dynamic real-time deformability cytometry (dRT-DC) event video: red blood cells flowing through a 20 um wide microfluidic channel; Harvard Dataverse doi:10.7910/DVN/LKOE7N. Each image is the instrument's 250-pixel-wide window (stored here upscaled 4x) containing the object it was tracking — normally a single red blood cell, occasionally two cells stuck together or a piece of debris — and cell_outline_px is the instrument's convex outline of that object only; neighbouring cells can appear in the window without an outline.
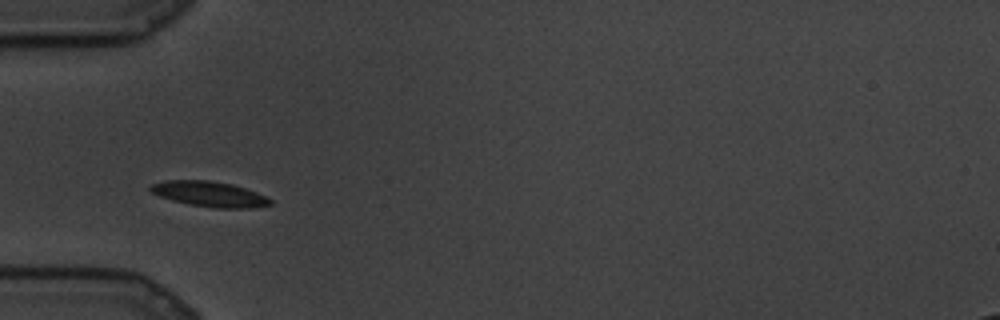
{"species": "common noctule bat (a hibernating species)", "species_latin": "Nyctalus noctula", "temperature_condition": "cold", "stored_images_in_passage": 60, "camera_frame_rate_fps": 3000, "um_per_image_px": 0.085, "animal": {"sex": "male", "body_mass_g": 19.5, "forearm_length_mm": 54.6}, "frame": {"image": 1, "passage_image": 1, "time_ms": 0.0, "image_size_px": [1000, 320], "cell_outline_px": [[272, 204], [248, 208], [216, 208], [188, 204], [172, 200], [160, 196], [152, 192], [148, 188], [152, 184], [164, 180], [208, 180], [232, 184], [256, 192], [272, 200]], "centroid_in_image_um": [17.78, 16.49], "position_along_channel_um": 67.2, "area_um2": 17.51}}
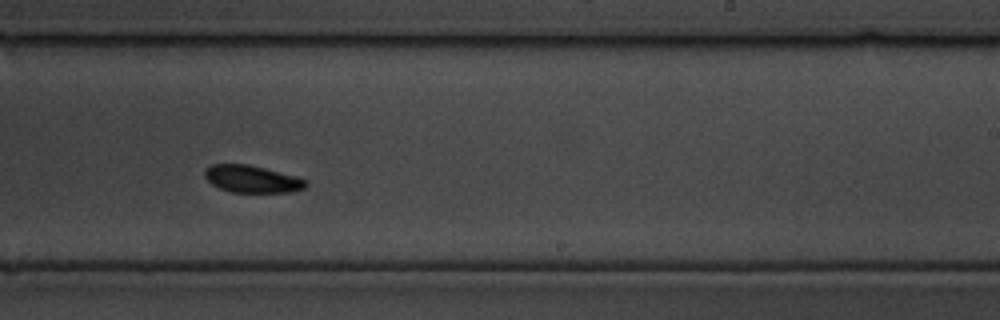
{"frame": {"image": 2, "passage_image": 27, "time_ms": 8.667, "image_size_px": [1000, 320], "cell_outline_px": [[308, 184], [304, 188], [292, 192], [232, 192], [220, 188], [212, 184], [204, 176], [204, 168], [212, 164], [248, 164], [296, 176], [308, 180]], "centroid_in_image_um": [21.42, 15.21], "position_along_channel_um": 267.6, "area_um2": 16.07}}
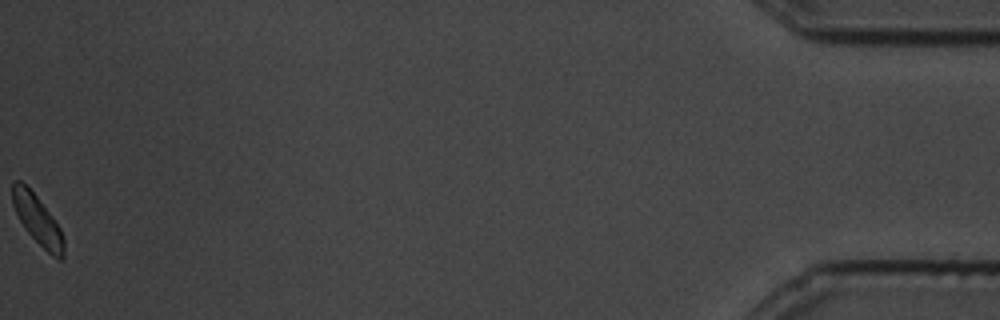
{"frame": {"image": 3, "passage_image": 60, "time_ms": 19.667, "image_size_px": [1000, 320], "cell_outline_px": [[64, 260], [60, 260], [52, 256], [24, 228], [12, 204], [12, 180], [20, 180], [36, 196], [52, 216], [60, 228], [64, 236]], "centroid_in_image_um": [3.2, 18.7], "position_along_channel_um": 432.0, "area_um2": 14.62}}